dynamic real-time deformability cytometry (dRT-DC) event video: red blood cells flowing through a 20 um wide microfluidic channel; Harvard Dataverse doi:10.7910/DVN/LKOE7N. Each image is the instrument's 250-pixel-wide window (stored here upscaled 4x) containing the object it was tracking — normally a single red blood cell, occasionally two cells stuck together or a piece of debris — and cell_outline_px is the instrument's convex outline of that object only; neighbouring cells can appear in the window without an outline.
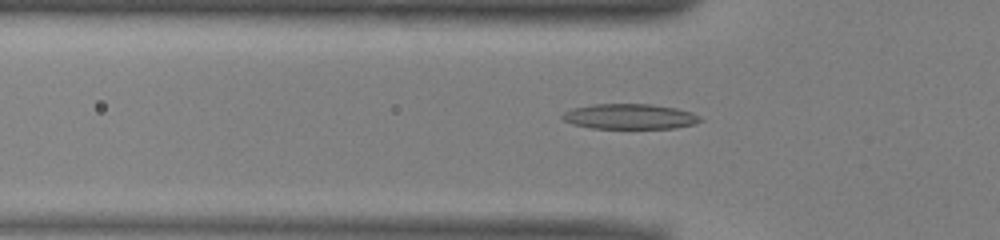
{"species": "common noctule bat (a hibernating species)", "species_latin": "Nyctalus noctula", "temperature_condition": "warm", "stored_images_in_passage": 51, "camera_frame_rate_fps": 3000, "um_per_image_px": 0.085, "animal": {"sex": "male", "body_mass_g": 13.0, "forearm_length_mm": 53.1}, "frame": {"image": 1, "passage_image": 16, "time_ms": 5.0, "image_size_px": [1000, 240], "cell_outline_px": [[704, 120], [696, 124], [676, 128], [592, 128], [572, 124], [564, 120], [560, 116], [564, 112], [572, 108], [592, 104], [652, 104], [676, 108], [692, 112], [700, 116]], "centroid_in_image_um": [53.56, 9.9], "position_along_channel_um": 72.2, "area_um2": 20.46}}
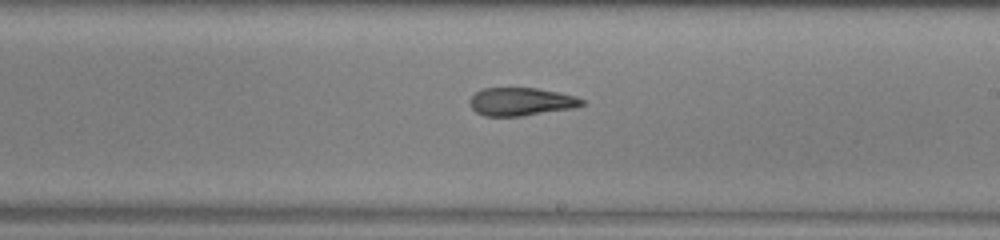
{"frame": {"image": 2, "passage_image": 29, "time_ms": 9.333, "image_size_px": [1000, 240], "cell_outline_px": [[584, 104], [572, 108], [520, 116], [484, 116], [476, 112], [472, 108], [472, 96], [476, 92], [484, 88], [536, 88], [576, 96], [584, 100]], "centroid_in_image_um": [44.29, 8.64], "position_along_channel_um": 244.7, "area_um2": 17.98}}
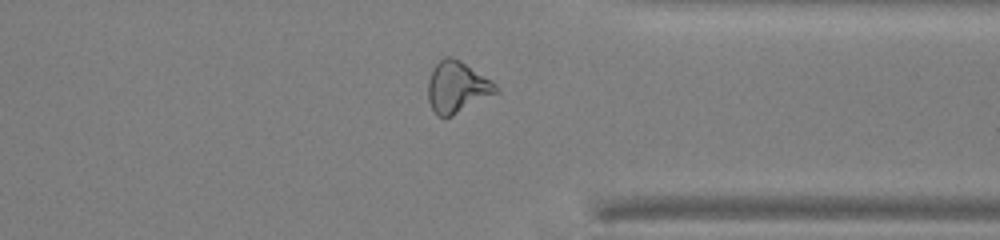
{"frame": {"image": 3, "passage_image": 39, "time_ms": 12.667, "image_size_px": [1000, 240], "cell_outline_px": [[500, 92], [452, 116], [436, 116], [428, 100], [428, 80], [432, 68], [444, 56], [452, 56], [460, 60], [492, 80], [500, 88]], "centroid_in_image_um": [38.87, 7.4], "position_along_channel_um": 372.5, "area_um2": 20.58}, "authors_computed_cell_mechanics": {"area_um2": 19.9988, "velocity_mm_per_s": 3.9746, "shape_relaxation_time_tau1_ms": 9.3609, "shape_relaxation_time_tau2_ms": 2.5949, "deformation_change_tau1": 0.2415, "deformation_change_tau2": 0.1167}}